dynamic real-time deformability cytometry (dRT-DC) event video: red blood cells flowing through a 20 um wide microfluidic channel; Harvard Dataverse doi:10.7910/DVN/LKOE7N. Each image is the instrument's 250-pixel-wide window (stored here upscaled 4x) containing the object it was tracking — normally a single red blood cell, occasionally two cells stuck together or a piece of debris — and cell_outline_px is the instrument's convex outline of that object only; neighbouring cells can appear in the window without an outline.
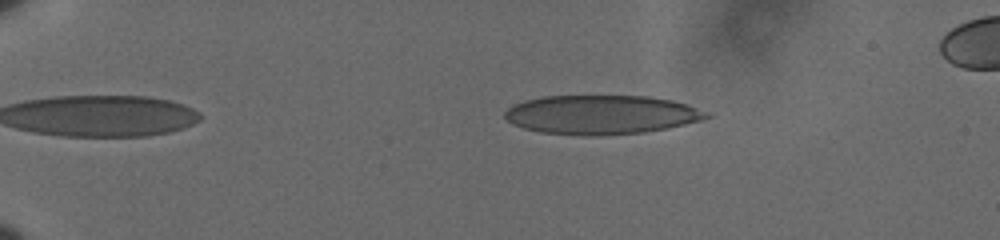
{"species": "human", "species_latin": "Homo sapiens", "temperature_condition": "cold", "stored_images_in_passage": 48, "camera_frame_rate_fps": 3000, "um_per_image_px": 0.085, "donor": {"sex": "male"}, "frame": {"image": 1, "passage_image": 2, "time_ms": 0.333, "image_size_px": [1000, 240], "cell_outline_px": [[712, 116], [700, 120], [668, 128], [644, 132], [596, 136], [584, 136], [540, 132], [524, 128], [512, 124], [504, 116], [504, 112], [512, 104], [524, 100], [544, 96], [648, 96], [672, 100], [684, 104]], "centroid_in_image_um": [51.02, 9.75], "position_along_channel_um": 34.0, "area_um2": 45.72}}
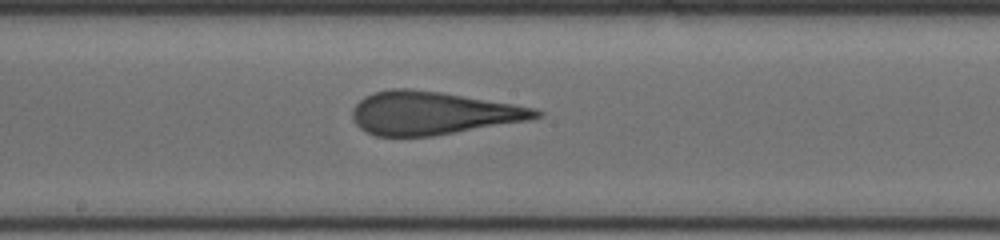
{"frame": {"image": 2, "passage_image": 24, "time_ms": 7.667, "image_size_px": [1000, 240], "cell_outline_px": [[544, 116], [528, 120], [432, 136], [376, 136], [360, 128], [356, 124], [352, 116], [352, 108], [364, 96], [372, 92], [392, 88], [408, 88], [440, 92], [536, 108], [544, 112]], "centroid_in_image_um": [36.76, 9.61], "position_along_channel_um": 211.4, "area_um2": 45.84}}
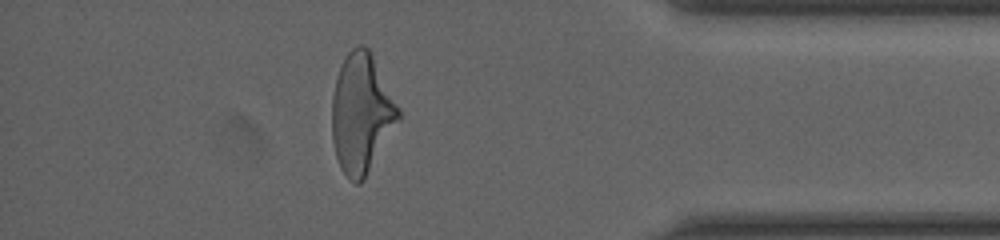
{"frame": {"image": 3, "passage_image": 42, "time_ms": 13.667, "image_size_px": [1000, 240], "cell_outline_px": [[400, 120], [364, 180], [360, 184], [356, 184], [348, 180], [340, 168], [336, 156], [332, 140], [332, 96], [340, 64], [344, 56], [356, 44], [364, 44], [368, 48], [400, 108]], "centroid_in_image_um": [30.72, 9.66], "position_along_channel_um": 404.5, "area_um2": 46.53}, "authors_computed_cell_mechanics": {"area_um2": 46.0088, "velocity_mm_per_s": 3.6129, "shape_relaxation_time_tau1_ms": 5.5052, "shape_relaxation_time_tau2_ms": 0.9649, "deformation_change_tau1": 0.2041, "deformation_change_tau2": 0.1158}}